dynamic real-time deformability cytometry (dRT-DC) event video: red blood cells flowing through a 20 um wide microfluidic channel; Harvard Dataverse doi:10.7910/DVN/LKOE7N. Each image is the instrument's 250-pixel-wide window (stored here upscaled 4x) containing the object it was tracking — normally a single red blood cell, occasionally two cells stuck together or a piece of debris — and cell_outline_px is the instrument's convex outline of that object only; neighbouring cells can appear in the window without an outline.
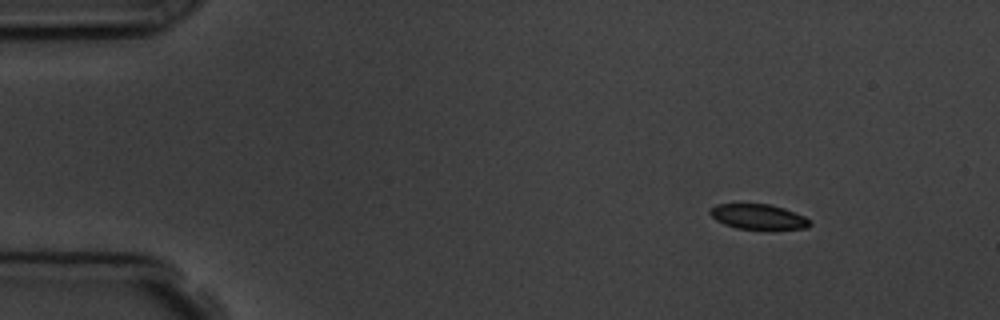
{"species": "common noctule bat (a hibernating species)", "species_latin": "Nyctalus noctula", "temperature_condition": "room temperature", "stored_images_in_passage": 4, "camera_frame_rate_fps": 3000, "um_per_image_px": 0.085, "animal": {"sex": "male", "body_mass_g": 19.5, "forearm_length_mm": 54.6}, "frame": {"image": 1, "passage_image": 2, "time_ms": 1.0, "image_size_px": [1000, 320], "cell_outline_px": [[812, 224], [808, 228], [736, 228], [724, 224], [716, 220], [708, 212], [708, 208], [716, 204], [768, 204], [784, 208], [804, 216], [812, 220]], "centroid_in_image_um": [64.43, 18.4], "position_along_channel_um": 20.6, "area_um2": 14.45}}
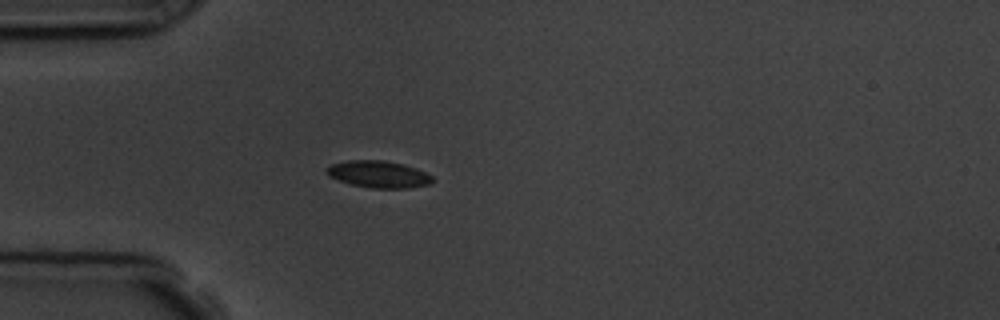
{"frame": {"image": 2, "passage_image": 4, "time_ms": 4.0, "image_size_px": [1000, 320], "cell_outline_px": [[432, 180], [428, 184], [408, 188], [372, 188], [352, 184], [328, 176], [328, 168], [332, 164], [348, 160], [384, 160], [404, 164], [416, 168], [432, 176]], "centroid_in_image_um": [32.19, 14.8], "position_along_channel_um": 52.8, "area_um2": 16.3}}